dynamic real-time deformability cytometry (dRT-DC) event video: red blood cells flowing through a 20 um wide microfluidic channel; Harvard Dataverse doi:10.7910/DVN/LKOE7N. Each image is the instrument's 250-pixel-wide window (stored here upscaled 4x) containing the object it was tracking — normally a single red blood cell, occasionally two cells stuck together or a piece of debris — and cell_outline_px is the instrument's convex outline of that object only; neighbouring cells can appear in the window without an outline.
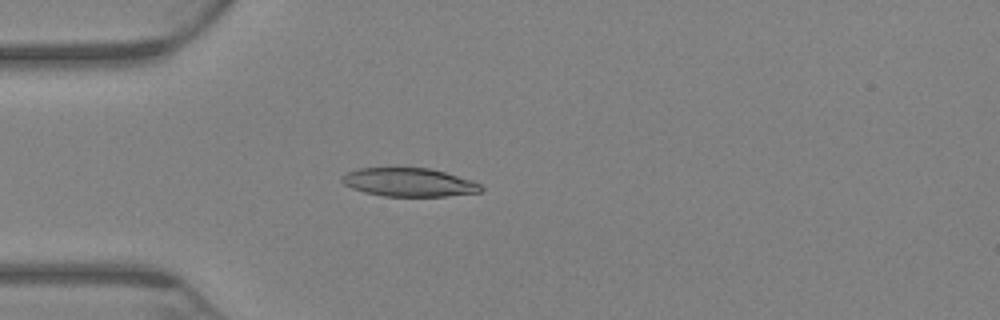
{"species": "Egyptian fruit bat (a non-hibernating species)", "species_latin": "Rousettus aegyptiacus", "temperature_condition": "warm", "stored_images_in_passage": 64, "camera_frame_rate_fps": 3000, "um_per_image_px": 0.085, "animal": {"sex": "female"}, "frame": {"image": 1, "passage_image": 14, "time_ms": 4.333, "image_size_px": [1000, 320], "cell_outline_px": [[484, 188], [480, 192], [448, 196], [384, 196], [364, 192], [352, 188], [344, 184], [340, 180], [348, 172], [360, 168], [432, 168], [472, 180], [480, 184]], "centroid_in_image_um": [34.8, 15.5], "position_along_channel_um": 50.2, "area_um2": 23.0}}
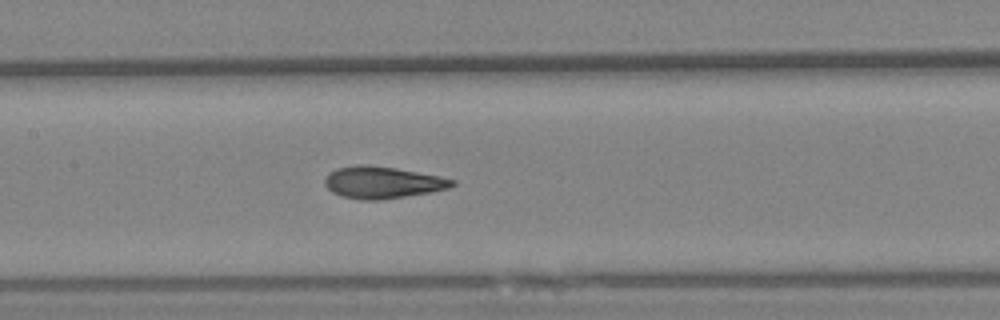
{"frame": {"image": 2, "passage_image": 28, "time_ms": 9.0, "image_size_px": [1000, 320], "cell_outline_px": [[456, 184], [448, 188], [432, 192], [380, 200], [360, 200], [344, 196], [332, 192], [324, 184], [324, 180], [328, 172], [336, 168], [360, 164], [396, 168], [440, 176], [456, 180]], "centroid_in_image_um": [32.51, 15.5], "position_along_channel_um": 174.9, "area_um2": 23.7}}
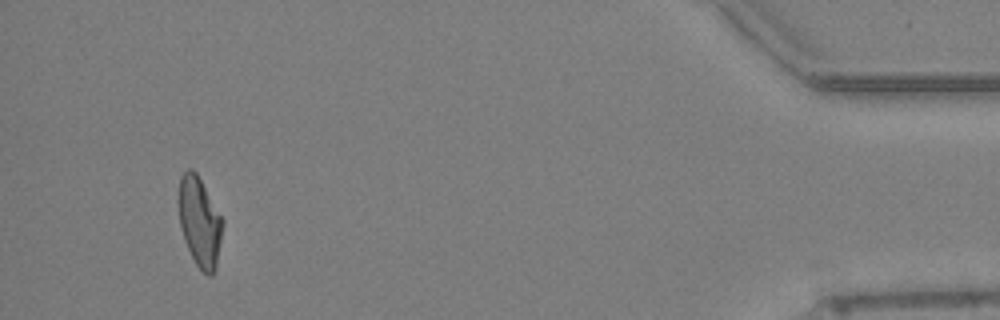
{"frame": {"image": 3, "passage_image": 60, "time_ms": 19.667, "image_size_px": [1000, 320], "cell_outline_px": [[224, 224], [216, 268], [212, 276], [208, 276], [196, 264], [184, 240], [180, 228], [176, 200], [180, 176], [188, 168], [192, 168], [196, 172], [224, 220]], "centroid_in_image_um": [16.94, 18.82], "position_along_channel_um": 418.3, "area_um2": 23.47}, "authors_computed_cell_mechanics": {"area_um2": 23.3512, "velocity_mm_per_s": 2.9511, "shape_relaxation_time_tau1_ms": 10.4629, "shape_relaxation_time_tau2_ms": 1.9154, "deformation_change_tau1": 0.2514, "deformation_change_tau2": 0.0876}}